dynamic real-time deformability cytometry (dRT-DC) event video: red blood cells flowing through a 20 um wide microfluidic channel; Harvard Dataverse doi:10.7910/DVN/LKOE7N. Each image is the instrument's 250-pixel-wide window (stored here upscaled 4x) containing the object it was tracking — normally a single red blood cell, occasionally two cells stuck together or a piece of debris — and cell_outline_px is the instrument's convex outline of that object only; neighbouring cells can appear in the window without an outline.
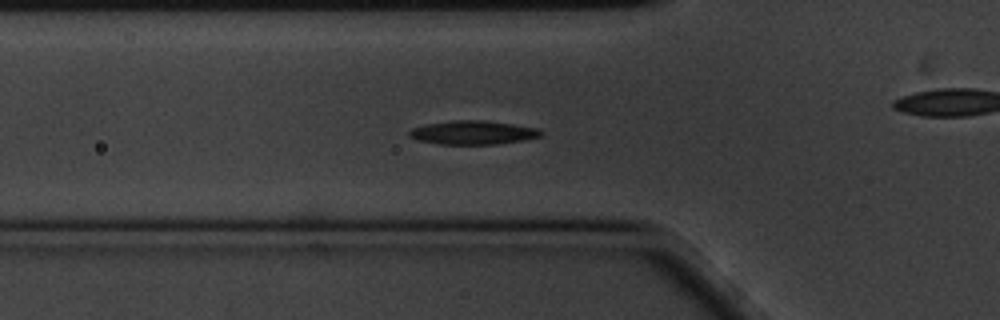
{"species": "common noctule bat (a hibernating species)", "species_latin": "Nyctalus noctula", "temperature_condition": "cold", "stored_images_in_passage": 29, "camera_frame_rate_fps": 3000, "um_per_image_px": 0.085, "animal": {"sex": "male", "body_mass_g": 20.1, "forearm_length_mm": 53.5}, "frame": {"image": 1, "passage_image": 2, "time_ms": 0.333, "image_size_px": [1000, 320], "cell_outline_px": [[544, 132], [540, 136], [524, 140], [496, 144], [436, 144], [420, 140], [408, 136], [408, 132], [412, 128], [424, 124], [452, 120], [484, 120], [540, 128]], "centroid_in_image_um": [40.2, 11.26], "position_along_channel_um": 85.6, "area_um2": 18.32}}
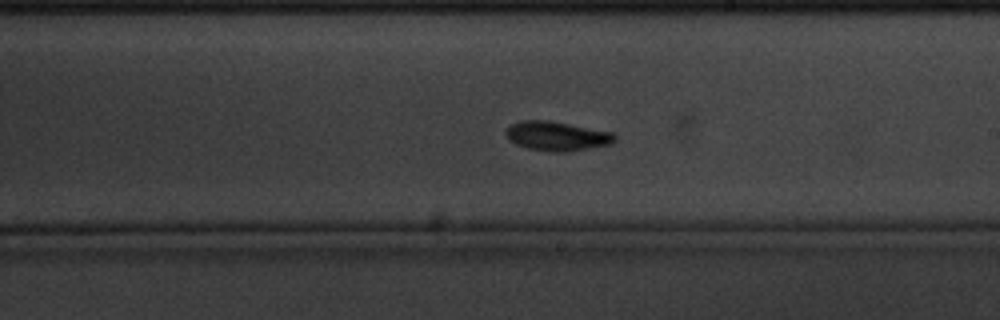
{"frame": {"image": 2, "passage_image": 16, "time_ms": 5.0, "image_size_px": [1000, 320], "cell_outline_px": [[616, 140], [612, 144], [568, 152], [552, 152], [528, 148], [516, 144], [504, 132], [512, 124], [520, 120], [548, 120], [616, 132]], "centroid_in_image_um": [47.41, 11.56], "position_along_channel_um": 241.6, "area_um2": 18.73}}
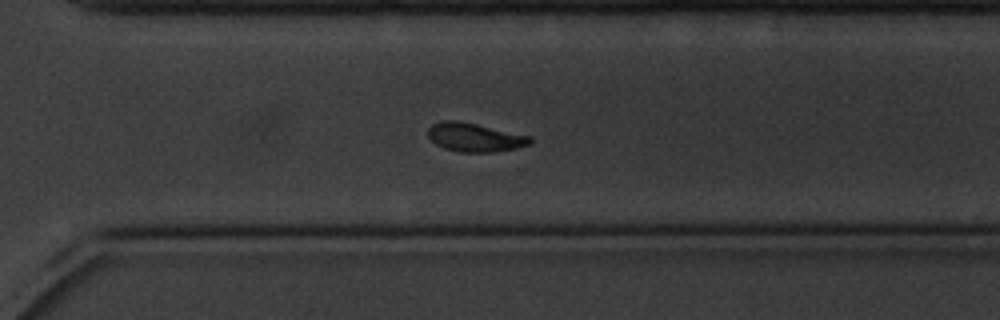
{"frame": {"image": 3, "passage_image": 24, "time_ms": 7.667, "image_size_px": [1000, 320], "cell_outline_px": [[532, 144], [516, 148], [492, 152], [460, 152], [444, 148], [436, 144], [428, 136], [428, 128], [432, 124], [440, 120], [456, 120], [476, 124], [532, 136]], "centroid_in_image_um": [40.36, 11.67], "position_along_channel_um": 330.2, "area_um2": 17.11}}